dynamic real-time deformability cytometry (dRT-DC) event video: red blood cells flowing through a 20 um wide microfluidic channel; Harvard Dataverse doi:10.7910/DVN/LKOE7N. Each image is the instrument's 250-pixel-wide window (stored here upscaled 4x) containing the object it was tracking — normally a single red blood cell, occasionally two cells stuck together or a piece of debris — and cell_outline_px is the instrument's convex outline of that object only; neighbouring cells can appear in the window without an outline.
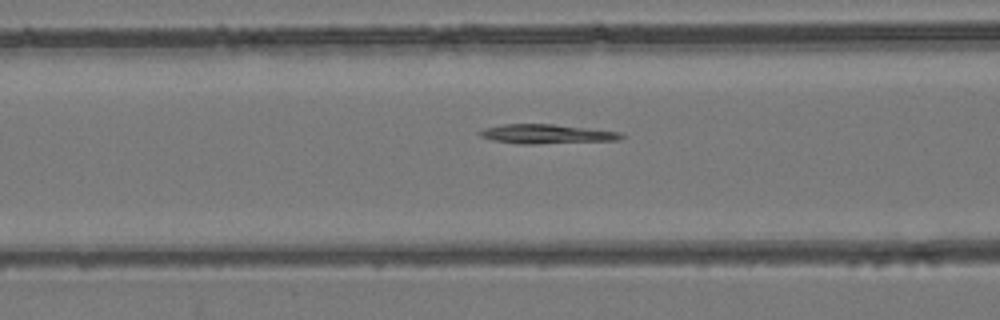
{"species": "common noctule bat (a hibernating species)", "species_latin": "Nyctalus noctula", "temperature_condition": "room temperature", "stored_images_in_passage": 19, "camera_frame_rate_fps": 3000, "um_per_image_px": 0.085, "animal": {"sex": "female", "body_mass_g": 24.6, "forearm_length_mm": 56.2}, "frame": {"image": 1, "passage_image": 11, "time_ms": 3.333, "image_size_px": [1000, 320], "cell_outline_px": [[628, 136], [620, 140], [536, 144], [520, 144], [492, 140], [480, 136], [476, 132], [484, 128], [504, 124], [552, 124], [620, 132]], "centroid_in_image_um": [46.47, 11.39], "position_along_channel_um": 120.1, "area_um2": 16.01}}
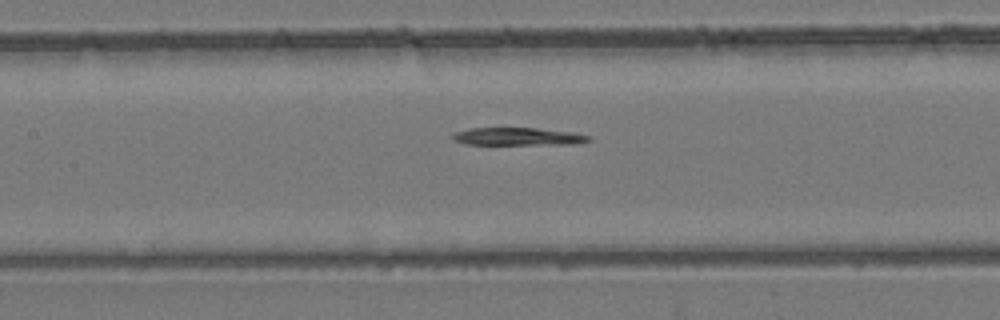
{"frame": {"image": 2, "passage_image": 14, "time_ms": 4.333, "image_size_px": [1000, 320], "cell_outline_px": [[592, 140], [572, 144], [464, 144], [452, 140], [452, 136], [456, 132], [468, 128], [536, 128], [572, 132], [592, 136]], "centroid_in_image_um": [44.02, 11.6], "position_along_channel_um": 163.4, "area_um2": 13.99}}
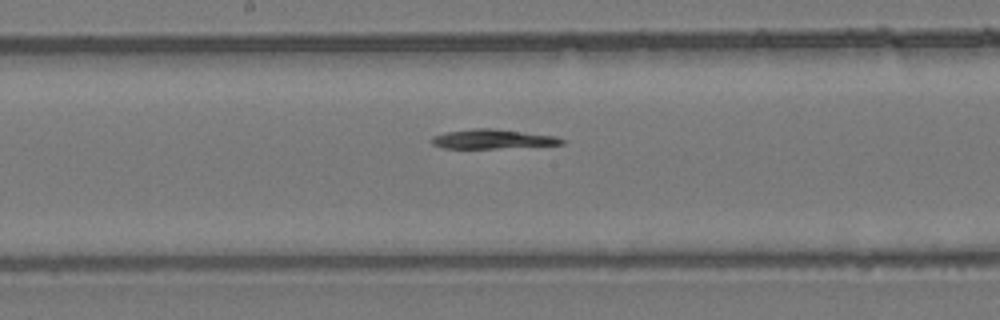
{"frame": {"image": 3, "passage_image": 17, "time_ms": 5.333, "image_size_px": [1000, 320], "cell_outline_px": [[564, 144], [496, 148], [444, 148], [432, 144], [432, 136], [444, 132], [472, 128], [492, 128], [556, 136], [564, 140]], "centroid_in_image_um": [41.83, 11.81], "position_along_channel_um": 206.4, "area_um2": 14.57}}